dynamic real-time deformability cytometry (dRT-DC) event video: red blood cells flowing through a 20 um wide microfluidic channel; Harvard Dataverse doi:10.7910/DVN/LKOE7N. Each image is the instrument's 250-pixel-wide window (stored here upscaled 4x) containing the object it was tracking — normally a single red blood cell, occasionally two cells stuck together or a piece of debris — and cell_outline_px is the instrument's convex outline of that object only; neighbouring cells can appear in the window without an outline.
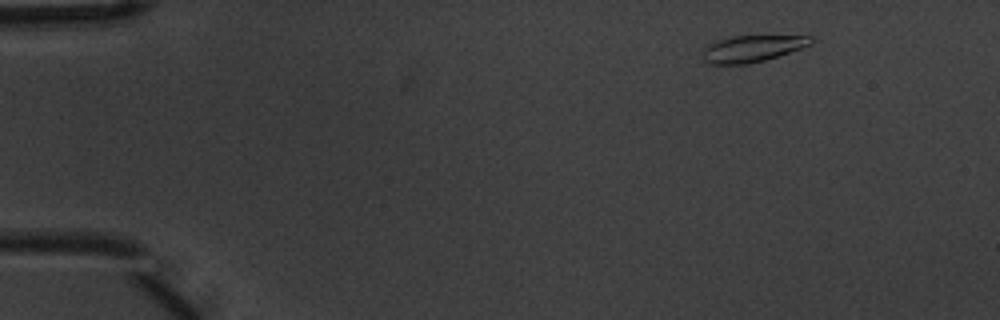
{"species": "common noctule bat (a hibernating species)", "species_latin": "Nyctalus noctula", "temperature_condition": "warm", "stored_images_in_passage": 4, "camera_frame_rate_fps": 3000, "um_per_image_px": 0.085, "animal": {"sex": "male", "body_mass_g": 20.1, "forearm_length_mm": 53.5}, "frame": {"image": 1, "passage_image": 2, "time_ms": 0.333, "image_size_px": [1000, 320], "cell_outline_px": [[816, 40], [812, 44], [764, 60], [748, 64], [708, 64], [704, 60], [704, 48], [708, 44], [732, 36], [812, 36]], "centroid_in_image_um": [63.95, 4.13], "position_along_channel_um": 21.1, "area_um2": 16.53}}